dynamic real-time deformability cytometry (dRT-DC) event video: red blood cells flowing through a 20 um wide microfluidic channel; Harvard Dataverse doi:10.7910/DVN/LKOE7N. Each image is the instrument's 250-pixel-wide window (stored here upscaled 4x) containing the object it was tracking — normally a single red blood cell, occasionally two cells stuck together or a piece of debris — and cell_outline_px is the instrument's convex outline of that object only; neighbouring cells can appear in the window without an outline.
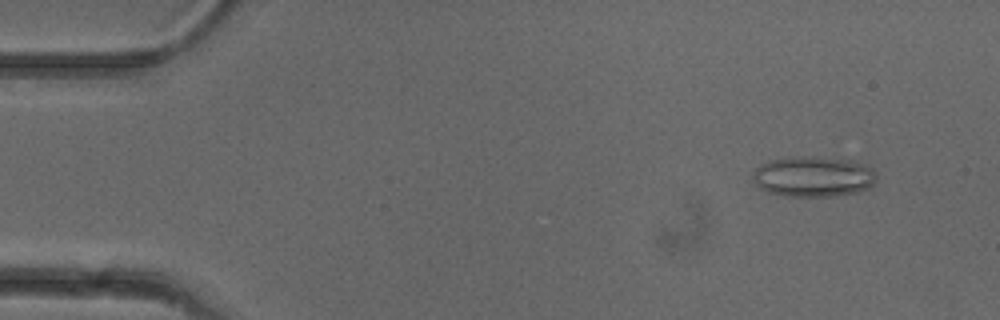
{"species": "common noctule bat (a hibernating species)", "species_latin": "Nyctalus noctula", "temperature_condition": "cold", "stored_images_in_passage": 52, "camera_frame_rate_fps": 3000, "um_per_image_px": 0.085, "animal": {"sex": "female"}, "frame": {"image": 1, "passage_image": 5, "time_ms": 1.333, "image_size_px": [1000, 320], "cell_outline_px": [[876, 180], [868, 188], [856, 192], [836, 196], [784, 196], [768, 192], [760, 188], [752, 180], [752, 172], [756, 168], [772, 160], [852, 160], [864, 164], [872, 168], [876, 172]], "centroid_in_image_um": [69.16, 15.08], "position_along_channel_um": 15.8, "area_um2": 27.92}}
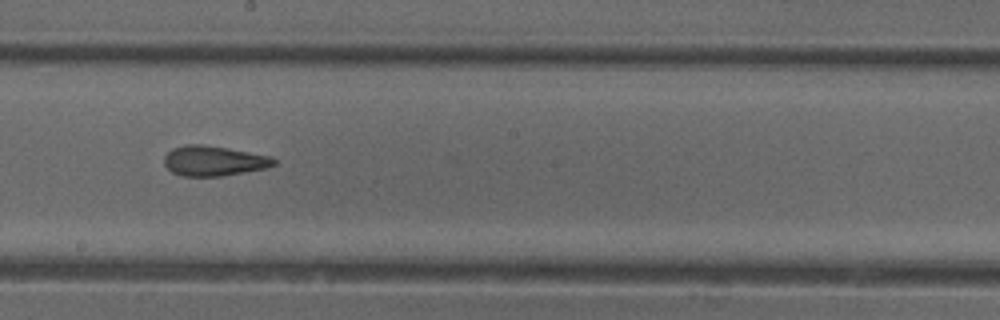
{"frame": {"image": 2, "passage_image": 29, "time_ms": 9.333, "image_size_px": [1000, 320], "cell_outline_px": [[276, 164], [268, 168], [220, 176], [180, 176], [172, 172], [164, 164], [164, 156], [172, 148], [184, 144], [204, 144], [228, 148], [272, 156], [276, 160]], "centroid_in_image_um": [18.17, 13.66], "position_along_channel_um": 230.0, "area_um2": 19.42}}
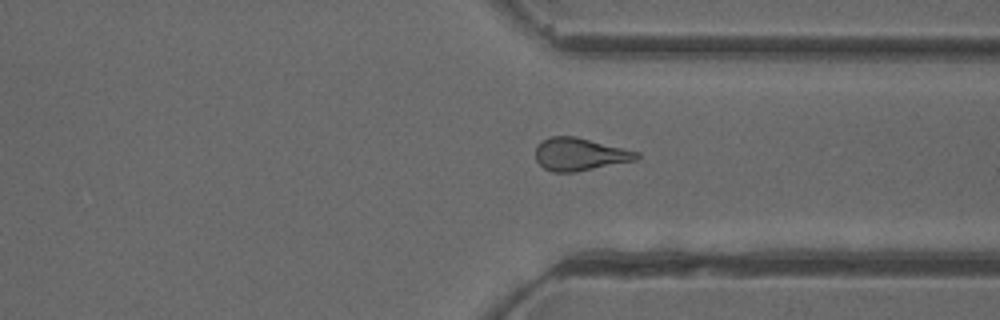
{"frame": {"image": 3, "passage_image": 39, "time_ms": 12.667, "image_size_px": [1000, 320], "cell_outline_px": [[640, 156], [636, 160], [576, 172], [552, 172], [544, 168], [536, 160], [536, 144], [552, 136], [576, 136], [640, 152]], "centroid_in_image_um": [49.29, 13.11], "position_along_channel_um": 362.1, "area_um2": 19.31}, "authors_computed_cell_mechanics": {"area_um2": 19.7676, "velocity_mm_per_s": 3.9742, "shape_relaxation_time_tau1_ms": null, "shape_relaxation_time_tau2_ms": 3.0572, "deformation_change_tau1": null, "deformation_change_tau2": 0.1076}}